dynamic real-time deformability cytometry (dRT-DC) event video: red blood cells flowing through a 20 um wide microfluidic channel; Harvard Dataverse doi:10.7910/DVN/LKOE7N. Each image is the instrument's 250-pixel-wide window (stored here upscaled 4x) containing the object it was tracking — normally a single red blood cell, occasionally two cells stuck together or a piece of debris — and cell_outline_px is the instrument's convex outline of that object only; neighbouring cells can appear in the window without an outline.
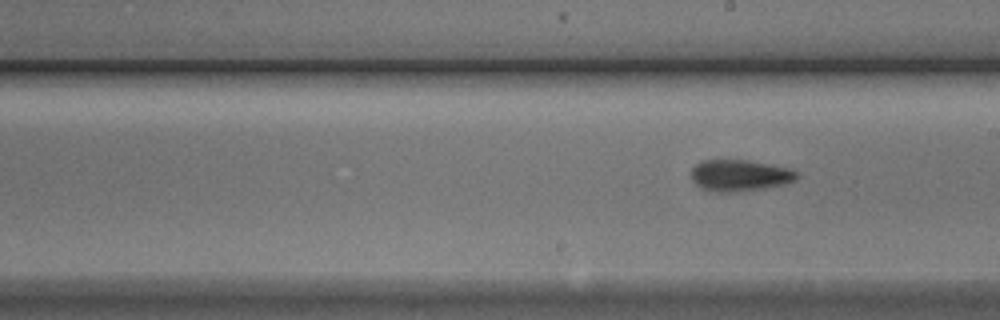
{"species": "Egyptian fruit bat (a non-hibernating species)", "species_latin": "Rousettus aegyptiacus", "temperature_condition": "cold", "stored_images_in_passage": 9, "segment_of_instrument_passage": [2, 2], "camera_frame_rate_fps": 3000, "um_per_image_px": 0.085, "animal": {"sex": "male"}, "frame": {"image": 1, "passage_image": 9, "time_ms": 10.333, "image_size_px": [1000, 320], "cell_outline_px": [[800, 176], [796, 180], [784, 184], [764, 188], [732, 192], [712, 192], [700, 188], [692, 180], [692, 168], [700, 160], [748, 160], [788, 168], [800, 172]], "centroid_in_image_um": [62.88, 14.91], "position_along_channel_um": 226.1, "area_um2": 19.48}}